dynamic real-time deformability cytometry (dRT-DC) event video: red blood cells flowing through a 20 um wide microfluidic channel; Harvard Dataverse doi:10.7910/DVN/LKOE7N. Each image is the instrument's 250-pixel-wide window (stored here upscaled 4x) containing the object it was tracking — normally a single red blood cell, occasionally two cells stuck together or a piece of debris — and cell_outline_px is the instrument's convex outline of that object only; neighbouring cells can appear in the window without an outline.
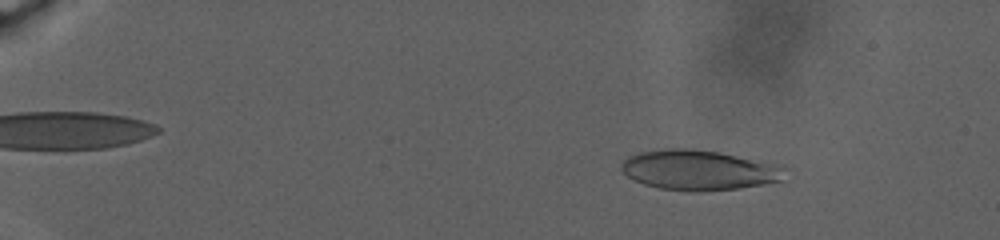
{"species": "human", "species_latin": "Homo sapiens", "temperature_condition": "warm", "stored_images_in_passage": 130, "camera_frame_rate_fps": 3000, "um_per_image_px": 0.085, "donor": {"sex": "male"}, "frame": {"image": 1, "passage_image": 20, "time_ms": 4.667, "image_size_px": [1000, 240], "cell_outline_px": [[792, 168], [784, 180], [764, 184], [740, 188], [696, 192], [660, 188], [644, 184], [628, 176], [620, 168], [620, 164], [628, 156], [640, 152], [664, 148], [684, 148], [720, 152], [784, 164]], "centroid_in_image_um": [59.55, 14.45], "position_along_channel_um": 25.4, "area_um2": 39.02}}
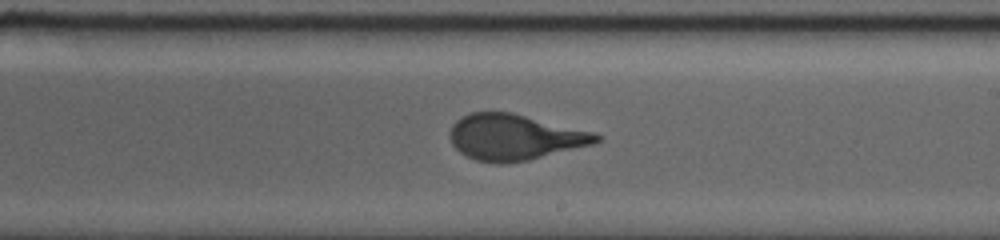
{"frame": {"image": 2, "passage_image": 84, "time_ms": 20.667, "image_size_px": [1000, 240], "cell_outline_px": [[600, 140], [592, 144], [528, 160], [504, 164], [492, 164], [476, 160], [460, 152], [452, 144], [448, 136], [448, 132], [452, 124], [456, 120], [472, 112], [512, 112], [592, 132], [600, 136]], "centroid_in_image_um": [43.67, 11.67], "position_along_channel_um": 245.3, "area_um2": 38.9}}
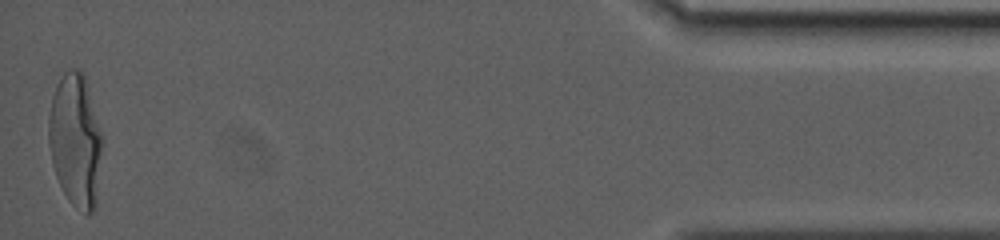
{"frame": {"image": 3, "passage_image": 129, "time_ms": 32.0, "image_size_px": [1000, 240], "cell_outline_px": [[104, 140], [96, 208], [88, 216], [72, 204], [68, 200], [56, 176], [52, 164], [48, 140], [48, 116], [52, 96], [56, 84], [64, 72], [72, 68], [76, 68], [84, 72]], "centroid_in_image_um": [6.44, 11.93], "position_along_channel_um": 428.8, "area_um2": 42.48}, "authors_computed_cell_mechanics": {"area_um2": 38.8994, "velocity_mm_per_s": 2.2318, "shape_relaxation_time_tau1_ms": 8.9138, "shape_relaxation_time_tau2_ms": null, "deformation_change_tau1": 0.2687, "deformation_change_tau2": null}}